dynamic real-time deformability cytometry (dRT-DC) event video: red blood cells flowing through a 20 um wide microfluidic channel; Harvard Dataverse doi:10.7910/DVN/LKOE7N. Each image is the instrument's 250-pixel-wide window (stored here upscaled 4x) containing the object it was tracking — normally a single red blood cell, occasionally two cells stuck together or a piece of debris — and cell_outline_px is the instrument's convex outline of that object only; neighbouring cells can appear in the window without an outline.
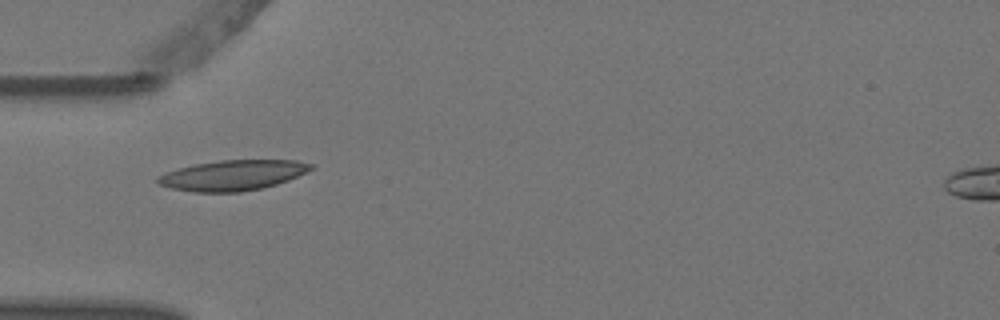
{"species": "Egyptian fruit bat (a non-hibernating species)", "species_latin": "Rousettus aegyptiacus", "temperature_condition": "warm", "stored_images_in_passage": 1, "camera_frame_rate_fps": 3000, "um_per_image_px": 0.085, "animal": {"sex": "female"}, "frame": {"image": 1, "passage_image": 1, "time_ms": 0.0, "image_size_px": [1000, 320], "cell_outline_px": [[312, 168], [288, 180], [276, 184], [260, 188], [240, 192], [192, 192], [172, 188], [160, 184], [156, 180], [156, 176], [164, 172], [196, 164], [220, 160], [296, 160], [312, 164]], "centroid_in_image_um": [19.73, 14.9], "position_along_channel_um": 65.3, "area_um2": 26.76}}